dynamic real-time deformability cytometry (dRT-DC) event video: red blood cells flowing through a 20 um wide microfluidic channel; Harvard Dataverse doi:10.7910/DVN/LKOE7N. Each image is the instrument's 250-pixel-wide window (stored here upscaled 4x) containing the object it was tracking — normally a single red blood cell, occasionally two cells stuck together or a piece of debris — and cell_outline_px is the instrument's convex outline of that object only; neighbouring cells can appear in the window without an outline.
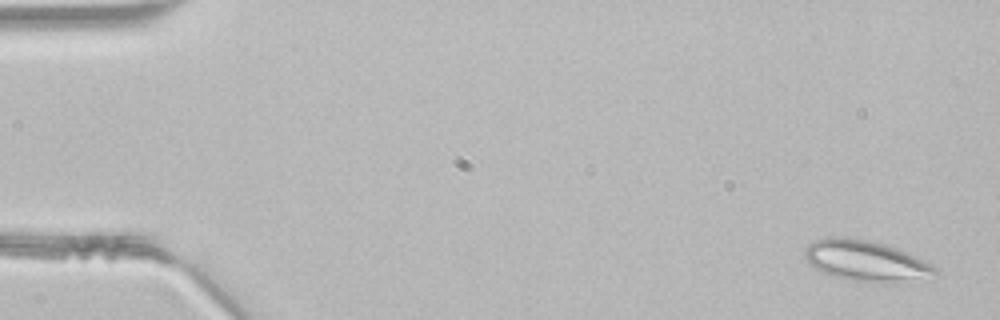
{"species": "common noctule bat (a hibernating species)", "species_latin": "Nyctalus noctula", "temperature_condition": "room temperature", "stored_images_in_passage": 47, "segment_of_instrument_passage": [1, 2], "camera_frame_rate_fps": 3000, "um_per_image_px": 0.085, "animal": {"sex": "male", "body_mass_g": 21.5, "forearm_length_mm": 52.0}, "frame": {"image": 1, "passage_image": 2, "time_ms": 0.333, "image_size_px": [1000, 320], "cell_outline_px": [[940, 272], [904, 284], [880, 284], [852, 280], [820, 272], [808, 264], [804, 256], [804, 248], [808, 244], [816, 240], [828, 236], [872, 240], [900, 248], [940, 268]], "centroid_in_image_um": [73.65, 22.19], "position_along_channel_um": 11.4, "area_um2": 31.85}}
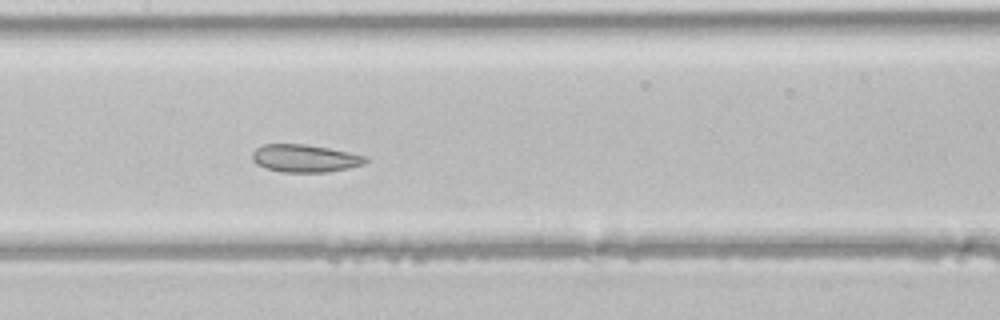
{"frame": {"image": 2, "passage_image": 23, "time_ms": 7.333, "image_size_px": [1000, 320], "cell_outline_px": [[368, 160], [364, 164], [348, 168], [328, 172], [280, 172], [256, 164], [252, 160], [252, 152], [256, 148], [264, 144], [304, 144], [328, 148], [368, 156]], "centroid_in_image_um": [25.92, 13.46], "position_along_channel_um": 181.5, "area_um2": 18.26}}
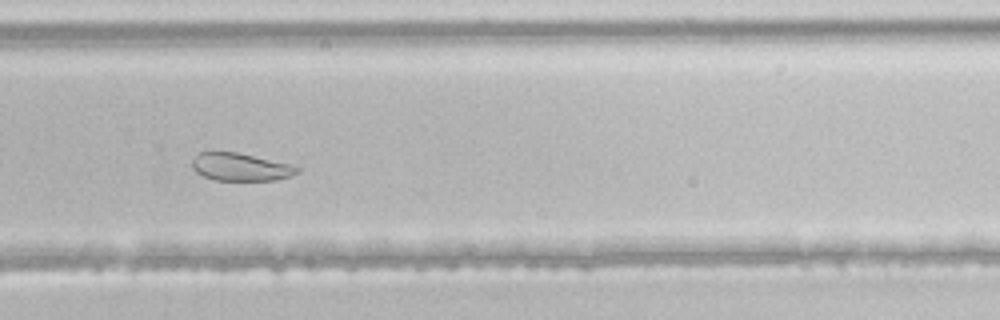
{"frame": {"image": 3, "passage_image": 32, "time_ms": 10.333, "image_size_px": [1000, 320], "cell_outline_px": [[300, 172], [292, 176], [276, 180], [212, 180], [196, 172], [192, 168], [192, 160], [200, 152], [236, 152], [288, 164], [300, 168]], "centroid_in_image_um": [20.44, 14.21], "position_along_channel_um": 309.4, "area_um2": 16.82}}